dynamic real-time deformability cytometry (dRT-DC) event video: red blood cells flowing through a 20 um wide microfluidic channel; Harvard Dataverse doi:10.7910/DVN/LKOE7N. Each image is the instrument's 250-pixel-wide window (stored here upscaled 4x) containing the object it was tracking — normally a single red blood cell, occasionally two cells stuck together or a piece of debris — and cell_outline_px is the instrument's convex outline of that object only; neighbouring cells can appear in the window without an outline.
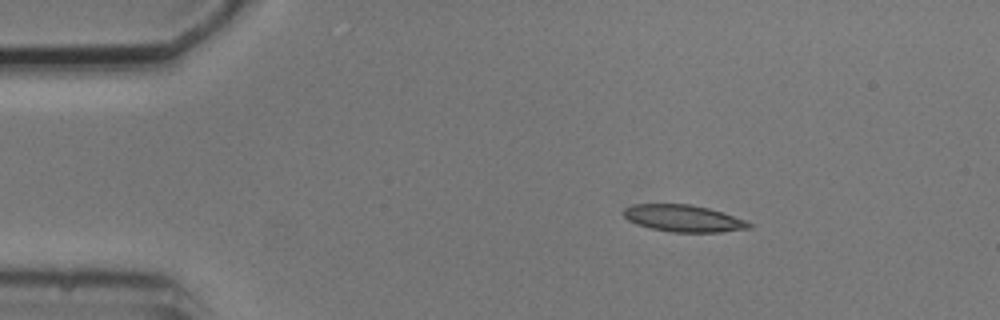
{"species": "common noctule bat (a hibernating species)", "species_latin": "Nyctalus noctula", "temperature_condition": "cold", "stored_images_in_passage": 3, "camera_frame_rate_fps": 3000, "um_per_image_px": 0.085, "animal": {"sex": "male", "body_mass_g": 20.5, "forearm_length_mm": 52.5}, "frame": {"image": 1, "passage_image": 1, "time_ms": 0.0, "image_size_px": [1000, 320], "cell_outline_px": [[756, 224], [752, 228], [720, 232], [672, 232], [652, 228], [636, 224], [628, 220], [624, 216], [624, 208], [632, 204], [688, 204], [708, 208]], "centroid_in_image_um": [58.1, 18.56], "position_along_channel_um": 26.9, "area_um2": 19.54}}